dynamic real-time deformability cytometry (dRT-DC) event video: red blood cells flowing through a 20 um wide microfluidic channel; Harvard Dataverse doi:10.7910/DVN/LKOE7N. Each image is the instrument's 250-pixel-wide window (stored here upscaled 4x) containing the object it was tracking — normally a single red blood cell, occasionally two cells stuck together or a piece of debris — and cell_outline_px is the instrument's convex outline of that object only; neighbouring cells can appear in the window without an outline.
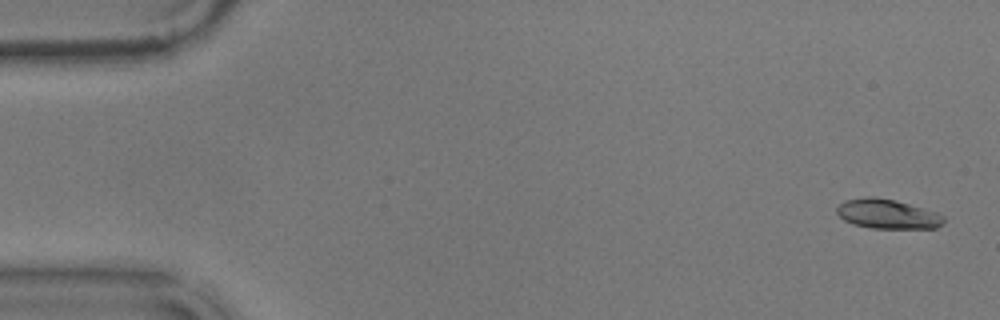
{"species": "common noctule bat (a hibernating species)", "species_latin": "Nyctalus noctula", "temperature_condition": "warm", "stored_images_in_passage": 48, "camera_frame_rate_fps": 3000, "um_per_image_px": 0.085, "animal": {"sex": "male", "body_mass_g": 17.9}, "frame": {"image": 1, "passage_image": 1, "time_ms": 0.0, "image_size_px": [1000, 320], "cell_outline_px": [[944, 224], [936, 228], [872, 228], [852, 224], [844, 220], [836, 212], [836, 208], [844, 200], [868, 196], [872, 196], [896, 200], [936, 212], [944, 216]], "centroid_in_image_um": [75.43, 18.18], "position_along_channel_um": 9.6, "area_um2": 18.44}}
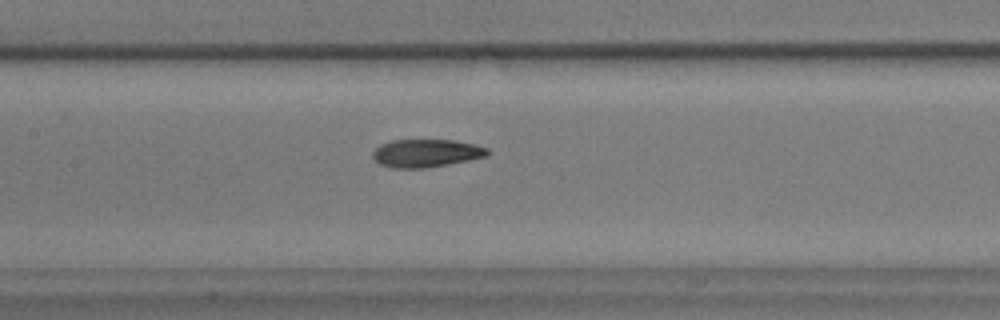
{"frame": {"image": 2, "passage_image": 18, "time_ms": 5.667, "image_size_px": [1000, 320], "cell_outline_px": [[492, 152], [488, 156], [468, 160], [424, 168], [392, 168], [380, 164], [372, 156], [372, 152], [380, 144], [392, 140], [452, 140], [476, 144], [488, 148]], "centroid_in_image_um": [36.24, 13.01], "position_along_channel_um": 171.2, "area_um2": 18.73}}
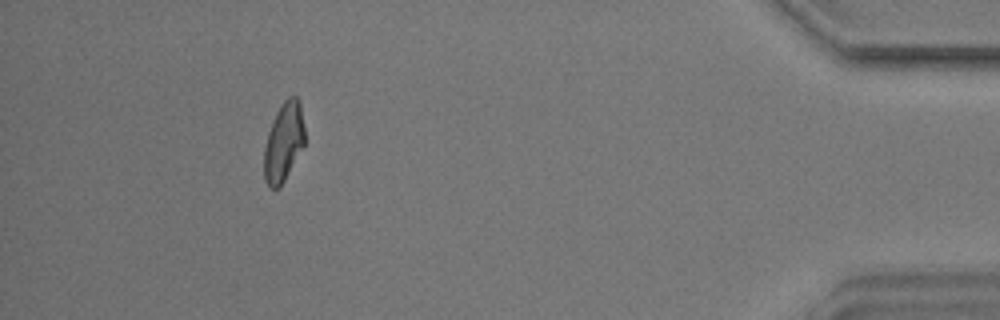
{"frame": {"image": 3, "passage_image": 43, "time_ms": 14.0, "image_size_px": [1000, 320], "cell_outline_px": [[304, 144], [280, 188], [268, 188], [264, 180], [264, 148], [268, 132], [272, 120], [280, 104], [288, 96], [296, 96], [300, 100], [304, 128]], "centroid_in_image_um": [24.09, 12.06], "position_along_channel_um": 411.1, "area_um2": 18.79}, "authors_computed_cell_mechanics": {"area_um2": 18.6983, "velocity_mm_per_s": 3.586, "shape_relaxation_time_tau1_ms": 8.1468, "shape_relaxation_time_tau2_ms": 2.0962, "deformation_change_tau1": 0.2395, "deformation_change_tau2": 0.0889}}